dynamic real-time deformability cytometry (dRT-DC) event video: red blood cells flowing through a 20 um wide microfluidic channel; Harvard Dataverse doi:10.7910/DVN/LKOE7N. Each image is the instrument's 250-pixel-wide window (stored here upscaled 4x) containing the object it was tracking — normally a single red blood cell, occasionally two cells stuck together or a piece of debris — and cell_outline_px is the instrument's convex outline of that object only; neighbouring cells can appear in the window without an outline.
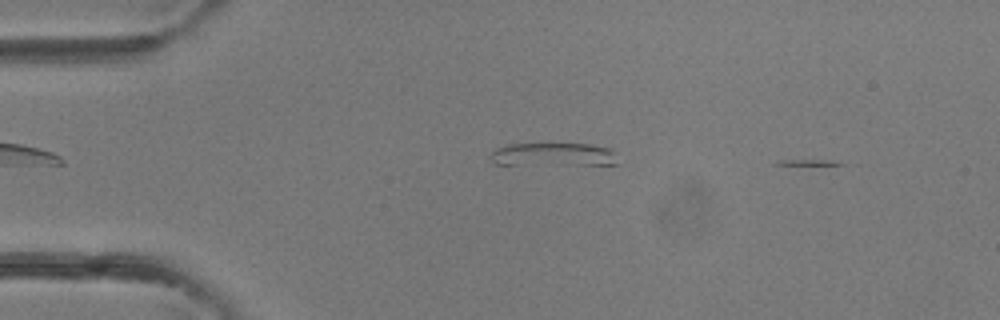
{"species": "common noctule bat (a hibernating species)", "species_latin": "Nyctalus noctula", "temperature_condition": "room temperature", "stored_images_in_passage": 31, "camera_frame_rate_fps": 3000, "um_per_image_px": 0.085, "animal": {"sex": "female"}, "frame": {"image": 1, "passage_image": 1, "time_ms": 0.0, "image_size_px": [1000, 320], "cell_outline_px": [[616, 164], [496, 164], [488, 156], [496, 148], [508, 144], [588, 144], [612, 148]], "centroid_in_image_um": [46.98, 13.12], "position_along_channel_um": 38.0, "area_um2": 16.94}}